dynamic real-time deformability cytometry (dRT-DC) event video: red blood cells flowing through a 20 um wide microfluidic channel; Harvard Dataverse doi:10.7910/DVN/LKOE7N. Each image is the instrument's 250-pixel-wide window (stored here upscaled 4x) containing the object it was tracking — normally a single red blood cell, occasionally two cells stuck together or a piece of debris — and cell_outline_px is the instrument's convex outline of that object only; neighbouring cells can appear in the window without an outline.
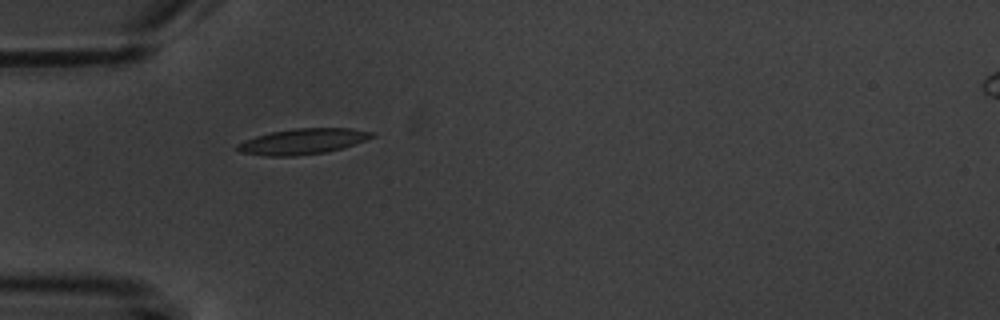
{"species": "common noctule bat (a hibernating species)", "species_latin": "Nyctalus noctula", "temperature_condition": "warm", "stored_images_in_passage": 1, "camera_frame_rate_fps": 3000, "um_per_image_px": 0.085, "animal": {"sex": "male", "body_mass_g": 20.1, "forearm_length_mm": 53.5}, "frame": {"image": 1, "passage_image": 1, "time_ms": 0.0, "image_size_px": [1000, 320], "cell_outline_px": [[376, 136], [340, 148], [324, 152], [296, 156], [264, 156], [240, 152], [236, 148], [236, 144], [244, 140], [256, 136], [272, 132], [296, 128], [352, 128], [372, 132]], "centroid_in_image_um": [25.68, 12.02], "position_along_channel_um": 59.3, "area_um2": 19.88}}